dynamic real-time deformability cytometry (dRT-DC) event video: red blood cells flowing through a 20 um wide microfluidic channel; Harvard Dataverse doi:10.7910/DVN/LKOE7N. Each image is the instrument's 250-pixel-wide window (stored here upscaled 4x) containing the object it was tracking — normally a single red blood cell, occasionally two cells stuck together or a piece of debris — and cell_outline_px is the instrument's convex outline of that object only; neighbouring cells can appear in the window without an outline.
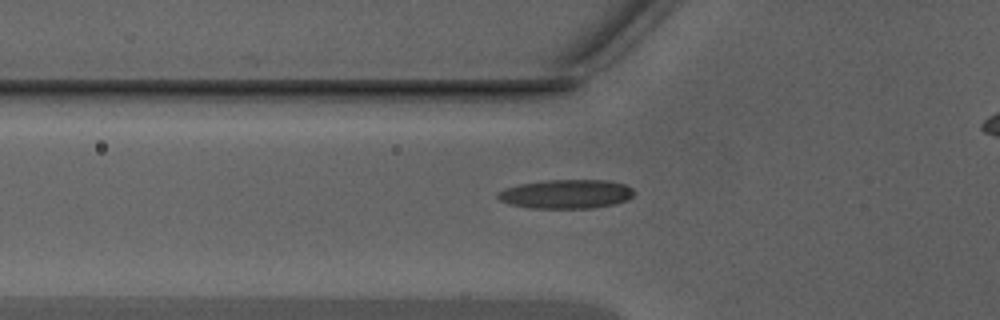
{"species": "Egyptian fruit bat (a non-hibernating species)", "species_latin": "Rousettus aegyptiacus", "temperature_condition": "warm", "stored_images_in_passage": 33, "camera_frame_rate_fps": 3000, "um_per_image_px": 0.085, "animal": {"sex": "male"}, "frame": {"image": 1, "passage_image": 7, "time_ms": 2.0, "image_size_px": [1000, 320], "cell_outline_px": [[636, 192], [628, 200], [612, 204], [592, 208], [532, 208], [508, 204], [500, 200], [496, 196], [496, 192], [504, 188], [520, 184], [548, 180], [608, 180], [624, 184], [632, 188]], "centroid_in_image_um": [48.11, 16.49], "position_along_channel_um": 77.7, "area_um2": 23.12}}
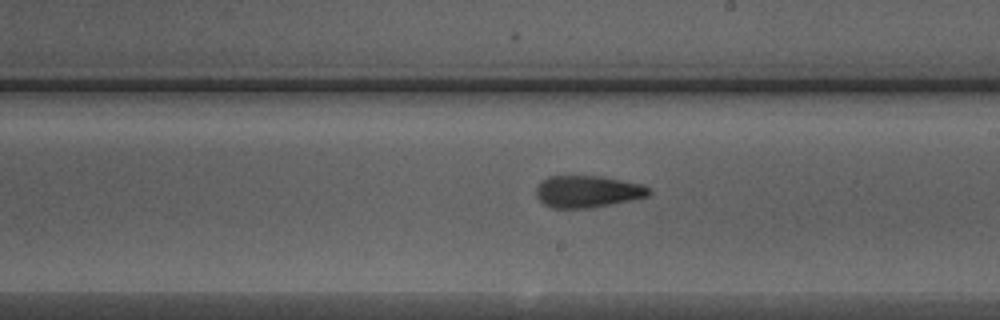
{"frame": {"image": 2, "passage_image": 18, "time_ms": 5.667, "image_size_px": [1000, 320], "cell_outline_px": [[652, 192], [648, 196], [632, 200], [592, 208], [552, 208], [544, 204], [536, 196], [536, 188], [540, 180], [548, 176], [600, 176], [640, 184], [648, 188]], "centroid_in_image_um": [49.9, 16.28], "position_along_channel_um": 239.1, "area_um2": 21.04}}
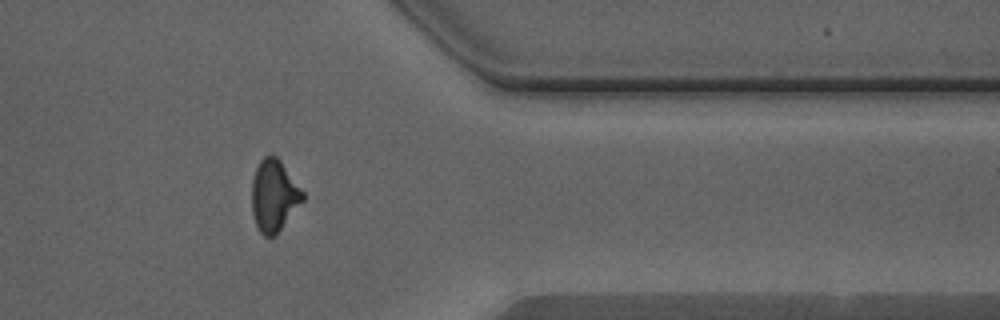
{"frame": {"image": 3, "passage_image": 29, "time_ms": 9.333, "image_size_px": [1000, 320], "cell_outline_px": [[304, 200], [276, 236], [264, 236], [260, 232], [256, 224], [252, 212], [252, 180], [256, 168], [260, 160], [264, 156], [276, 156], [280, 160], [304, 192]], "centroid_in_image_um": [23.29, 16.65], "position_along_channel_um": 388.1, "area_um2": 21.27}}